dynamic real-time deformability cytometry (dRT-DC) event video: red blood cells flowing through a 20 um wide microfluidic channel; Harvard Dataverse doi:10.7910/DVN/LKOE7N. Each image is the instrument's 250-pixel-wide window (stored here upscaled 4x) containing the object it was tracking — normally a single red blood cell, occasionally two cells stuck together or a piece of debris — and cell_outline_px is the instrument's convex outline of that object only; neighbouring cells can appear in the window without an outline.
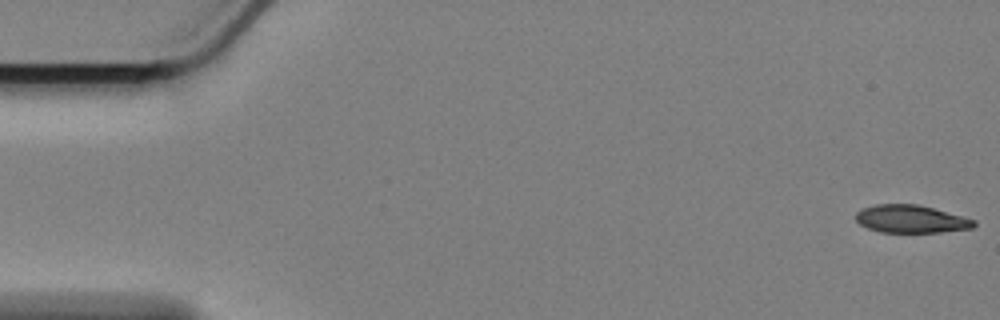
{"species": "Egyptian fruit bat (a non-hibernating species)", "species_latin": "Rousettus aegyptiacus", "temperature_condition": "cold", "stored_images_in_passage": 12, "camera_frame_rate_fps": 3000, "um_per_image_px": 0.085, "animal": {"sex": "female"}, "frame": {"image": 1, "passage_image": 1, "time_ms": 0.0, "image_size_px": [1000, 320], "cell_outline_px": [[976, 224], [972, 228], [940, 232], [880, 232], [868, 228], [860, 224], [856, 220], [856, 212], [864, 208], [876, 204], [920, 204], [964, 216], [976, 220]], "centroid_in_image_um": [77.46, 18.61], "position_along_channel_um": 7.5, "area_um2": 19.19}}